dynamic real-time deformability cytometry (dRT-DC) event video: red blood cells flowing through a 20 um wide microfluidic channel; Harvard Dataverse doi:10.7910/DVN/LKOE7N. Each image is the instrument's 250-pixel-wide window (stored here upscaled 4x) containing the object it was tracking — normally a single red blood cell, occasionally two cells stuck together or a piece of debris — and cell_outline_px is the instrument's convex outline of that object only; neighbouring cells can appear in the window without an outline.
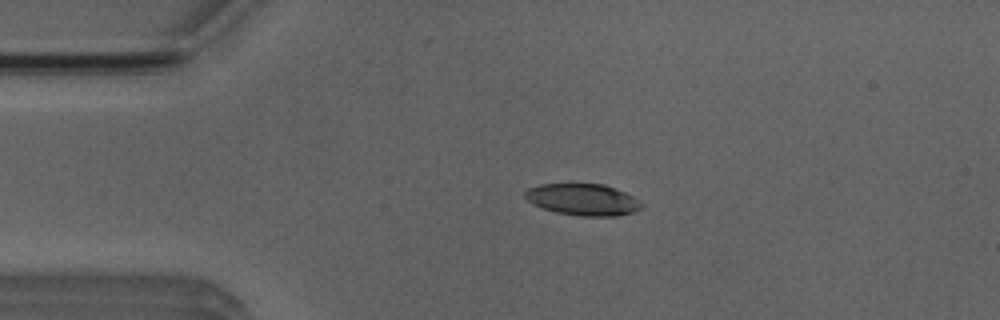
{"species": "Egyptian fruit bat (a non-hibernating species)", "species_latin": "Rousettus aegyptiacus", "temperature_condition": "room temperature", "stored_images_in_passage": 3, "camera_frame_rate_fps": 3000, "um_per_image_px": 0.085, "animal": {"sex": "male"}, "frame": {"image": 1, "passage_image": 2, "time_ms": 1.0, "image_size_px": [1000, 320], "cell_outline_px": [[644, 208], [636, 212], [616, 216], [580, 216], [556, 212], [532, 204], [524, 196], [524, 192], [528, 188], [540, 184], [604, 184], [624, 192], [632, 196], [644, 204]], "centroid_in_image_um": [49.57, 16.97], "position_along_channel_um": 35.4, "area_um2": 21.56}}